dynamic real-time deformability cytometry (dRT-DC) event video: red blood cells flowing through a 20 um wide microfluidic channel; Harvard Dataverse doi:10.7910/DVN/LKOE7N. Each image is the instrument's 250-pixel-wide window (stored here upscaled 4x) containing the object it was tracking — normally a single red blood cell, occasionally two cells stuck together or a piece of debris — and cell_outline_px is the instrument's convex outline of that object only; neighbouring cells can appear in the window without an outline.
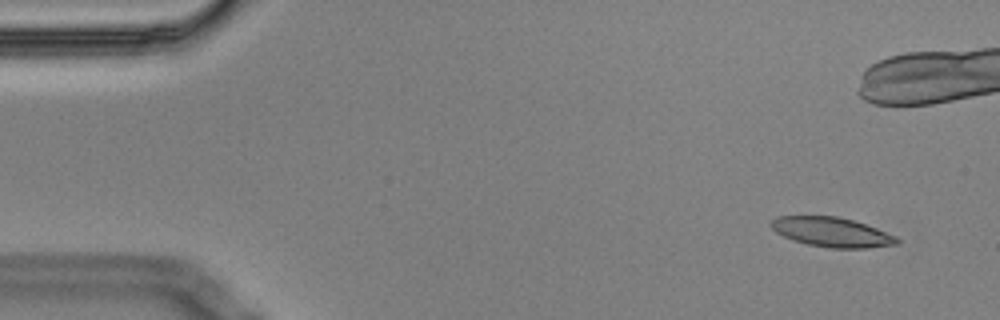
{"species": "Egyptian fruit bat (a non-hibernating species)", "species_latin": "Rousettus aegyptiacus", "temperature_condition": "cold", "stored_images_in_passage": 9, "camera_frame_rate_fps": 3000, "um_per_image_px": 0.085, "animal": {"sex": "male"}, "frame": {"image": 1, "passage_image": 1, "time_ms": 0.0, "image_size_px": [1000, 320], "cell_outline_px": [[900, 244], [868, 248], [828, 248], [808, 244], [792, 240], [776, 232], [768, 224], [776, 216], [836, 216], [852, 220], [876, 228], [896, 236], [900, 240]], "centroid_in_image_um": [70.7, 19.73], "position_along_channel_um": 14.3, "area_um2": 21.73}}